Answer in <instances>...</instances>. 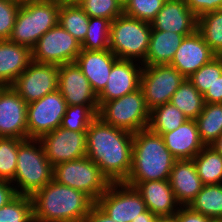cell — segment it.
I'll return each instance as SVG.
<instances>
[{
  "label": "cell",
  "mask_w": 222,
  "mask_h": 222,
  "mask_svg": "<svg viewBox=\"0 0 222 222\" xmlns=\"http://www.w3.org/2000/svg\"><path fill=\"white\" fill-rule=\"evenodd\" d=\"M117 60V56L110 49L102 51L81 49L75 62L98 96L105 88L112 66Z\"/></svg>",
  "instance_id": "20"
},
{
  "label": "cell",
  "mask_w": 222,
  "mask_h": 222,
  "mask_svg": "<svg viewBox=\"0 0 222 222\" xmlns=\"http://www.w3.org/2000/svg\"><path fill=\"white\" fill-rule=\"evenodd\" d=\"M187 120L189 119L184 113L169 102L150 111L148 129L156 134L163 135L176 130Z\"/></svg>",
  "instance_id": "29"
},
{
  "label": "cell",
  "mask_w": 222,
  "mask_h": 222,
  "mask_svg": "<svg viewBox=\"0 0 222 222\" xmlns=\"http://www.w3.org/2000/svg\"><path fill=\"white\" fill-rule=\"evenodd\" d=\"M176 160L162 135L148 128L140 130L133 134L132 167L124 182L134 187L139 182L169 180Z\"/></svg>",
  "instance_id": "3"
},
{
  "label": "cell",
  "mask_w": 222,
  "mask_h": 222,
  "mask_svg": "<svg viewBox=\"0 0 222 222\" xmlns=\"http://www.w3.org/2000/svg\"><path fill=\"white\" fill-rule=\"evenodd\" d=\"M83 222H116L94 204Z\"/></svg>",
  "instance_id": "45"
},
{
  "label": "cell",
  "mask_w": 222,
  "mask_h": 222,
  "mask_svg": "<svg viewBox=\"0 0 222 222\" xmlns=\"http://www.w3.org/2000/svg\"><path fill=\"white\" fill-rule=\"evenodd\" d=\"M21 4L0 0V40H8Z\"/></svg>",
  "instance_id": "40"
},
{
  "label": "cell",
  "mask_w": 222,
  "mask_h": 222,
  "mask_svg": "<svg viewBox=\"0 0 222 222\" xmlns=\"http://www.w3.org/2000/svg\"><path fill=\"white\" fill-rule=\"evenodd\" d=\"M53 179V166L39 139L28 138L19 144L13 186L17 195L32 197ZM18 187V188H17Z\"/></svg>",
  "instance_id": "4"
},
{
  "label": "cell",
  "mask_w": 222,
  "mask_h": 222,
  "mask_svg": "<svg viewBox=\"0 0 222 222\" xmlns=\"http://www.w3.org/2000/svg\"><path fill=\"white\" fill-rule=\"evenodd\" d=\"M152 32L151 23L124 13L110 24L109 49L120 60L145 61Z\"/></svg>",
  "instance_id": "6"
},
{
  "label": "cell",
  "mask_w": 222,
  "mask_h": 222,
  "mask_svg": "<svg viewBox=\"0 0 222 222\" xmlns=\"http://www.w3.org/2000/svg\"><path fill=\"white\" fill-rule=\"evenodd\" d=\"M31 62V48L0 40V86H11Z\"/></svg>",
  "instance_id": "24"
},
{
  "label": "cell",
  "mask_w": 222,
  "mask_h": 222,
  "mask_svg": "<svg viewBox=\"0 0 222 222\" xmlns=\"http://www.w3.org/2000/svg\"><path fill=\"white\" fill-rule=\"evenodd\" d=\"M205 103H222V75L203 94Z\"/></svg>",
  "instance_id": "43"
},
{
  "label": "cell",
  "mask_w": 222,
  "mask_h": 222,
  "mask_svg": "<svg viewBox=\"0 0 222 222\" xmlns=\"http://www.w3.org/2000/svg\"><path fill=\"white\" fill-rule=\"evenodd\" d=\"M197 19L184 0H166L151 26L152 30L191 35L197 30Z\"/></svg>",
  "instance_id": "19"
},
{
  "label": "cell",
  "mask_w": 222,
  "mask_h": 222,
  "mask_svg": "<svg viewBox=\"0 0 222 222\" xmlns=\"http://www.w3.org/2000/svg\"><path fill=\"white\" fill-rule=\"evenodd\" d=\"M51 165L86 156V131H71L58 127L39 138Z\"/></svg>",
  "instance_id": "14"
},
{
  "label": "cell",
  "mask_w": 222,
  "mask_h": 222,
  "mask_svg": "<svg viewBox=\"0 0 222 222\" xmlns=\"http://www.w3.org/2000/svg\"><path fill=\"white\" fill-rule=\"evenodd\" d=\"M133 133L97 117L86 131V156L110 182H124L132 167Z\"/></svg>",
  "instance_id": "1"
},
{
  "label": "cell",
  "mask_w": 222,
  "mask_h": 222,
  "mask_svg": "<svg viewBox=\"0 0 222 222\" xmlns=\"http://www.w3.org/2000/svg\"><path fill=\"white\" fill-rule=\"evenodd\" d=\"M58 90L68 106L99 107L97 94L76 62L59 66Z\"/></svg>",
  "instance_id": "16"
},
{
  "label": "cell",
  "mask_w": 222,
  "mask_h": 222,
  "mask_svg": "<svg viewBox=\"0 0 222 222\" xmlns=\"http://www.w3.org/2000/svg\"><path fill=\"white\" fill-rule=\"evenodd\" d=\"M99 107L87 105L67 106L60 127L71 131H87L91 123L98 117Z\"/></svg>",
  "instance_id": "34"
},
{
  "label": "cell",
  "mask_w": 222,
  "mask_h": 222,
  "mask_svg": "<svg viewBox=\"0 0 222 222\" xmlns=\"http://www.w3.org/2000/svg\"><path fill=\"white\" fill-rule=\"evenodd\" d=\"M141 194L146 208L156 216L173 215L181 206L170 186L169 180L139 182L135 186Z\"/></svg>",
  "instance_id": "22"
},
{
  "label": "cell",
  "mask_w": 222,
  "mask_h": 222,
  "mask_svg": "<svg viewBox=\"0 0 222 222\" xmlns=\"http://www.w3.org/2000/svg\"><path fill=\"white\" fill-rule=\"evenodd\" d=\"M67 106L59 90L27 104L28 138L39 139L60 127Z\"/></svg>",
  "instance_id": "12"
},
{
  "label": "cell",
  "mask_w": 222,
  "mask_h": 222,
  "mask_svg": "<svg viewBox=\"0 0 222 222\" xmlns=\"http://www.w3.org/2000/svg\"><path fill=\"white\" fill-rule=\"evenodd\" d=\"M53 180L82 191L94 202L111 184L100 168L87 156L56 164L53 167Z\"/></svg>",
  "instance_id": "8"
},
{
  "label": "cell",
  "mask_w": 222,
  "mask_h": 222,
  "mask_svg": "<svg viewBox=\"0 0 222 222\" xmlns=\"http://www.w3.org/2000/svg\"><path fill=\"white\" fill-rule=\"evenodd\" d=\"M0 137L28 139L27 103L11 86H0Z\"/></svg>",
  "instance_id": "15"
},
{
  "label": "cell",
  "mask_w": 222,
  "mask_h": 222,
  "mask_svg": "<svg viewBox=\"0 0 222 222\" xmlns=\"http://www.w3.org/2000/svg\"><path fill=\"white\" fill-rule=\"evenodd\" d=\"M189 9L198 17L222 9V0H184Z\"/></svg>",
  "instance_id": "41"
},
{
  "label": "cell",
  "mask_w": 222,
  "mask_h": 222,
  "mask_svg": "<svg viewBox=\"0 0 222 222\" xmlns=\"http://www.w3.org/2000/svg\"><path fill=\"white\" fill-rule=\"evenodd\" d=\"M9 1H12V2H15V3H18V4H22V3H24L26 0H9Z\"/></svg>",
  "instance_id": "50"
},
{
  "label": "cell",
  "mask_w": 222,
  "mask_h": 222,
  "mask_svg": "<svg viewBox=\"0 0 222 222\" xmlns=\"http://www.w3.org/2000/svg\"><path fill=\"white\" fill-rule=\"evenodd\" d=\"M98 117L106 124L134 134L148 128L150 110L139 88L121 98L104 102L99 107Z\"/></svg>",
  "instance_id": "7"
},
{
  "label": "cell",
  "mask_w": 222,
  "mask_h": 222,
  "mask_svg": "<svg viewBox=\"0 0 222 222\" xmlns=\"http://www.w3.org/2000/svg\"><path fill=\"white\" fill-rule=\"evenodd\" d=\"M23 139L0 137V179L12 182L17 168L19 144Z\"/></svg>",
  "instance_id": "36"
},
{
  "label": "cell",
  "mask_w": 222,
  "mask_h": 222,
  "mask_svg": "<svg viewBox=\"0 0 222 222\" xmlns=\"http://www.w3.org/2000/svg\"><path fill=\"white\" fill-rule=\"evenodd\" d=\"M169 183L181 206H188L203 187L193 159L176 160L170 172Z\"/></svg>",
  "instance_id": "21"
},
{
  "label": "cell",
  "mask_w": 222,
  "mask_h": 222,
  "mask_svg": "<svg viewBox=\"0 0 222 222\" xmlns=\"http://www.w3.org/2000/svg\"><path fill=\"white\" fill-rule=\"evenodd\" d=\"M111 21L99 17H89L87 33L81 49L102 51L109 49Z\"/></svg>",
  "instance_id": "33"
},
{
  "label": "cell",
  "mask_w": 222,
  "mask_h": 222,
  "mask_svg": "<svg viewBox=\"0 0 222 222\" xmlns=\"http://www.w3.org/2000/svg\"><path fill=\"white\" fill-rule=\"evenodd\" d=\"M64 4H80L83 0H59Z\"/></svg>",
  "instance_id": "49"
},
{
  "label": "cell",
  "mask_w": 222,
  "mask_h": 222,
  "mask_svg": "<svg viewBox=\"0 0 222 222\" xmlns=\"http://www.w3.org/2000/svg\"><path fill=\"white\" fill-rule=\"evenodd\" d=\"M178 222H214L210 217L192 210L189 206H179Z\"/></svg>",
  "instance_id": "42"
},
{
  "label": "cell",
  "mask_w": 222,
  "mask_h": 222,
  "mask_svg": "<svg viewBox=\"0 0 222 222\" xmlns=\"http://www.w3.org/2000/svg\"><path fill=\"white\" fill-rule=\"evenodd\" d=\"M209 146L222 155V134Z\"/></svg>",
  "instance_id": "48"
},
{
  "label": "cell",
  "mask_w": 222,
  "mask_h": 222,
  "mask_svg": "<svg viewBox=\"0 0 222 222\" xmlns=\"http://www.w3.org/2000/svg\"><path fill=\"white\" fill-rule=\"evenodd\" d=\"M120 4L124 7L129 0H118Z\"/></svg>",
  "instance_id": "51"
},
{
  "label": "cell",
  "mask_w": 222,
  "mask_h": 222,
  "mask_svg": "<svg viewBox=\"0 0 222 222\" xmlns=\"http://www.w3.org/2000/svg\"><path fill=\"white\" fill-rule=\"evenodd\" d=\"M165 146L177 159H193L204 147L195 120H187L176 130L162 135Z\"/></svg>",
  "instance_id": "23"
},
{
  "label": "cell",
  "mask_w": 222,
  "mask_h": 222,
  "mask_svg": "<svg viewBox=\"0 0 222 222\" xmlns=\"http://www.w3.org/2000/svg\"><path fill=\"white\" fill-rule=\"evenodd\" d=\"M79 6L89 17L108 19L111 22L124 13L118 0H83Z\"/></svg>",
  "instance_id": "38"
},
{
  "label": "cell",
  "mask_w": 222,
  "mask_h": 222,
  "mask_svg": "<svg viewBox=\"0 0 222 222\" xmlns=\"http://www.w3.org/2000/svg\"><path fill=\"white\" fill-rule=\"evenodd\" d=\"M188 206L210 217L214 222H222V183L203 185Z\"/></svg>",
  "instance_id": "26"
},
{
  "label": "cell",
  "mask_w": 222,
  "mask_h": 222,
  "mask_svg": "<svg viewBox=\"0 0 222 222\" xmlns=\"http://www.w3.org/2000/svg\"><path fill=\"white\" fill-rule=\"evenodd\" d=\"M58 72L59 65L32 61L11 87L29 104L58 90Z\"/></svg>",
  "instance_id": "13"
},
{
  "label": "cell",
  "mask_w": 222,
  "mask_h": 222,
  "mask_svg": "<svg viewBox=\"0 0 222 222\" xmlns=\"http://www.w3.org/2000/svg\"><path fill=\"white\" fill-rule=\"evenodd\" d=\"M13 186L11 182L0 179V208L17 195Z\"/></svg>",
  "instance_id": "44"
},
{
  "label": "cell",
  "mask_w": 222,
  "mask_h": 222,
  "mask_svg": "<svg viewBox=\"0 0 222 222\" xmlns=\"http://www.w3.org/2000/svg\"><path fill=\"white\" fill-rule=\"evenodd\" d=\"M216 56L196 30L191 35L184 37L169 65L175 67L188 79Z\"/></svg>",
  "instance_id": "18"
},
{
  "label": "cell",
  "mask_w": 222,
  "mask_h": 222,
  "mask_svg": "<svg viewBox=\"0 0 222 222\" xmlns=\"http://www.w3.org/2000/svg\"><path fill=\"white\" fill-rule=\"evenodd\" d=\"M59 0H26L20 5L9 41L33 48L58 24Z\"/></svg>",
  "instance_id": "5"
},
{
  "label": "cell",
  "mask_w": 222,
  "mask_h": 222,
  "mask_svg": "<svg viewBox=\"0 0 222 222\" xmlns=\"http://www.w3.org/2000/svg\"><path fill=\"white\" fill-rule=\"evenodd\" d=\"M155 222H178L177 212L173 215L157 216Z\"/></svg>",
  "instance_id": "47"
},
{
  "label": "cell",
  "mask_w": 222,
  "mask_h": 222,
  "mask_svg": "<svg viewBox=\"0 0 222 222\" xmlns=\"http://www.w3.org/2000/svg\"><path fill=\"white\" fill-rule=\"evenodd\" d=\"M95 204L116 222H131L147 210L141 194L125 182H111Z\"/></svg>",
  "instance_id": "10"
},
{
  "label": "cell",
  "mask_w": 222,
  "mask_h": 222,
  "mask_svg": "<svg viewBox=\"0 0 222 222\" xmlns=\"http://www.w3.org/2000/svg\"><path fill=\"white\" fill-rule=\"evenodd\" d=\"M185 36L188 35L170 31L152 30L148 52L142 65L170 64Z\"/></svg>",
  "instance_id": "25"
},
{
  "label": "cell",
  "mask_w": 222,
  "mask_h": 222,
  "mask_svg": "<svg viewBox=\"0 0 222 222\" xmlns=\"http://www.w3.org/2000/svg\"><path fill=\"white\" fill-rule=\"evenodd\" d=\"M170 103L181 110L189 120H195L204 108V97L192 82L185 78L174 92Z\"/></svg>",
  "instance_id": "27"
},
{
  "label": "cell",
  "mask_w": 222,
  "mask_h": 222,
  "mask_svg": "<svg viewBox=\"0 0 222 222\" xmlns=\"http://www.w3.org/2000/svg\"><path fill=\"white\" fill-rule=\"evenodd\" d=\"M136 63L134 60L118 59L113 64L107 84L98 95L99 107L106 101L121 98L140 88L143 65Z\"/></svg>",
  "instance_id": "17"
},
{
  "label": "cell",
  "mask_w": 222,
  "mask_h": 222,
  "mask_svg": "<svg viewBox=\"0 0 222 222\" xmlns=\"http://www.w3.org/2000/svg\"><path fill=\"white\" fill-rule=\"evenodd\" d=\"M31 198L34 222H83L95 204L82 191L53 179Z\"/></svg>",
  "instance_id": "2"
},
{
  "label": "cell",
  "mask_w": 222,
  "mask_h": 222,
  "mask_svg": "<svg viewBox=\"0 0 222 222\" xmlns=\"http://www.w3.org/2000/svg\"><path fill=\"white\" fill-rule=\"evenodd\" d=\"M166 0H129L124 6V14L151 23Z\"/></svg>",
  "instance_id": "39"
},
{
  "label": "cell",
  "mask_w": 222,
  "mask_h": 222,
  "mask_svg": "<svg viewBox=\"0 0 222 222\" xmlns=\"http://www.w3.org/2000/svg\"><path fill=\"white\" fill-rule=\"evenodd\" d=\"M195 121L201 141L209 146L222 134V103H205Z\"/></svg>",
  "instance_id": "28"
},
{
  "label": "cell",
  "mask_w": 222,
  "mask_h": 222,
  "mask_svg": "<svg viewBox=\"0 0 222 222\" xmlns=\"http://www.w3.org/2000/svg\"><path fill=\"white\" fill-rule=\"evenodd\" d=\"M193 161L203 185L222 183V155L212 147L205 146Z\"/></svg>",
  "instance_id": "30"
},
{
  "label": "cell",
  "mask_w": 222,
  "mask_h": 222,
  "mask_svg": "<svg viewBox=\"0 0 222 222\" xmlns=\"http://www.w3.org/2000/svg\"><path fill=\"white\" fill-rule=\"evenodd\" d=\"M156 219L157 216L147 209L145 212L139 214V217L133 219L131 222H155Z\"/></svg>",
  "instance_id": "46"
},
{
  "label": "cell",
  "mask_w": 222,
  "mask_h": 222,
  "mask_svg": "<svg viewBox=\"0 0 222 222\" xmlns=\"http://www.w3.org/2000/svg\"><path fill=\"white\" fill-rule=\"evenodd\" d=\"M185 77L173 66L143 65L140 88L148 109L169 103L174 92L180 87Z\"/></svg>",
  "instance_id": "9"
},
{
  "label": "cell",
  "mask_w": 222,
  "mask_h": 222,
  "mask_svg": "<svg viewBox=\"0 0 222 222\" xmlns=\"http://www.w3.org/2000/svg\"><path fill=\"white\" fill-rule=\"evenodd\" d=\"M221 75L222 56H216L210 62L203 65L197 72H194L188 79L201 94H204Z\"/></svg>",
  "instance_id": "37"
},
{
  "label": "cell",
  "mask_w": 222,
  "mask_h": 222,
  "mask_svg": "<svg viewBox=\"0 0 222 222\" xmlns=\"http://www.w3.org/2000/svg\"><path fill=\"white\" fill-rule=\"evenodd\" d=\"M197 31L217 56H222V9L197 19Z\"/></svg>",
  "instance_id": "32"
},
{
  "label": "cell",
  "mask_w": 222,
  "mask_h": 222,
  "mask_svg": "<svg viewBox=\"0 0 222 222\" xmlns=\"http://www.w3.org/2000/svg\"><path fill=\"white\" fill-rule=\"evenodd\" d=\"M58 23L80 44L83 43L89 24V16L78 4L61 2Z\"/></svg>",
  "instance_id": "31"
},
{
  "label": "cell",
  "mask_w": 222,
  "mask_h": 222,
  "mask_svg": "<svg viewBox=\"0 0 222 222\" xmlns=\"http://www.w3.org/2000/svg\"><path fill=\"white\" fill-rule=\"evenodd\" d=\"M80 52L81 44L58 23L32 48V61L60 66L75 62Z\"/></svg>",
  "instance_id": "11"
},
{
  "label": "cell",
  "mask_w": 222,
  "mask_h": 222,
  "mask_svg": "<svg viewBox=\"0 0 222 222\" xmlns=\"http://www.w3.org/2000/svg\"><path fill=\"white\" fill-rule=\"evenodd\" d=\"M0 222H34L32 198L16 195L0 208Z\"/></svg>",
  "instance_id": "35"
}]
</instances>
